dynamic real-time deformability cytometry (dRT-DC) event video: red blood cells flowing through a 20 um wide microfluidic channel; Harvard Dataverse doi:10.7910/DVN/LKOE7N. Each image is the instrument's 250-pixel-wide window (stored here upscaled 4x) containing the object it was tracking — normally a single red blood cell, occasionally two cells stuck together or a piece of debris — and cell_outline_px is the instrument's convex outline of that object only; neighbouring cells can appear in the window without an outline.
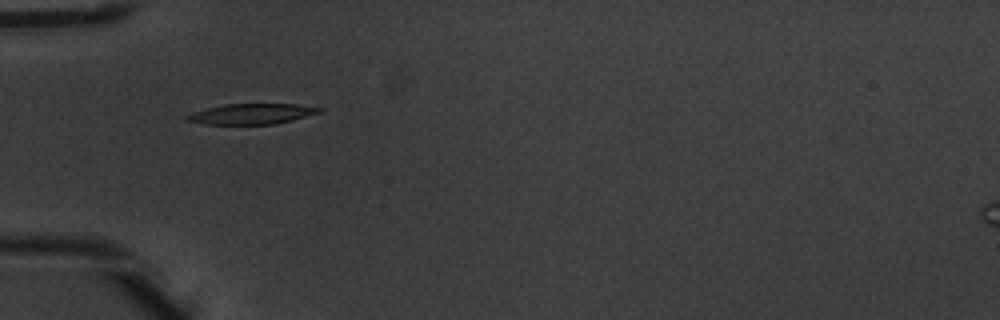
{"species": "common noctule bat (a hibernating species)", "species_latin": "Nyctalus noctula", "temperature_condition": "warm", "stored_images_in_passage": 2, "camera_frame_rate_fps": 3000, "um_per_image_px": 0.085, "animal": {"sex": "male", "body_mass_g": 20.1, "forearm_length_mm": 53.5}, "frame": {"image": 1, "passage_image": 1, "time_ms": 0.0, "image_size_px": [1000, 320], "cell_outline_px": [[324, 108], [320, 112], [292, 120], [276, 124], [204, 124], [188, 120], [184, 116], [192, 112], [224, 104], [296, 104]], "centroid_in_image_um": [21.39, 9.68], "position_along_channel_um": 63.6, "area_um2": 15.66}}